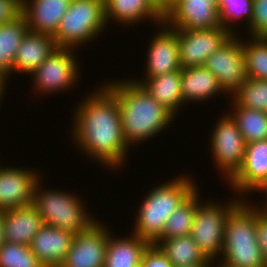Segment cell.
Segmentation results:
<instances>
[{"mask_svg":"<svg viewBox=\"0 0 267 267\" xmlns=\"http://www.w3.org/2000/svg\"><path fill=\"white\" fill-rule=\"evenodd\" d=\"M105 18L107 24L113 19L127 27L145 19H152L158 25L163 21L146 0H105Z\"/></svg>","mask_w":267,"mask_h":267,"instance_id":"obj_24","label":"cell"},{"mask_svg":"<svg viewBox=\"0 0 267 267\" xmlns=\"http://www.w3.org/2000/svg\"><path fill=\"white\" fill-rule=\"evenodd\" d=\"M210 265H214V263L213 261L208 259L205 263L194 265V266H188V267H211Z\"/></svg>","mask_w":267,"mask_h":267,"instance_id":"obj_42","label":"cell"},{"mask_svg":"<svg viewBox=\"0 0 267 267\" xmlns=\"http://www.w3.org/2000/svg\"><path fill=\"white\" fill-rule=\"evenodd\" d=\"M210 137L213 163H216L220 173L223 172L225 181L229 182L242 167L247 143L236 122L227 112L221 118L219 116V121L215 124Z\"/></svg>","mask_w":267,"mask_h":267,"instance_id":"obj_8","label":"cell"},{"mask_svg":"<svg viewBox=\"0 0 267 267\" xmlns=\"http://www.w3.org/2000/svg\"><path fill=\"white\" fill-rule=\"evenodd\" d=\"M3 213L0 212V247L5 243Z\"/></svg>","mask_w":267,"mask_h":267,"instance_id":"obj_40","label":"cell"},{"mask_svg":"<svg viewBox=\"0 0 267 267\" xmlns=\"http://www.w3.org/2000/svg\"><path fill=\"white\" fill-rule=\"evenodd\" d=\"M261 193H265V196L267 197V192L265 190L261 191ZM264 201H266L264 202L265 204L263 206L262 204H260L261 207L258 206L257 208L259 209L260 213L267 218V198Z\"/></svg>","mask_w":267,"mask_h":267,"instance_id":"obj_41","label":"cell"},{"mask_svg":"<svg viewBox=\"0 0 267 267\" xmlns=\"http://www.w3.org/2000/svg\"><path fill=\"white\" fill-rule=\"evenodd\" d=\"M125 80L110 81L104 85L117 98L124 138L127 145L133 147L166 130L176 116L140 84L132 79Z\"/></svg>","mask_w":267,"mask_h":267,"instance_id":"obj_2","label":"cell"},{"mask_svg":"<svg viewBox=\"0 0 267 267\" xmlns=\"http://www.w3.org/2000/svg\"><path fill=\"white\" fill-rule=\"evenodd\" d=\"M250 37H267V0H253Z\"/></svg>","mask_w":267,"mask_h":267,"instance_id":"obj_33","label":"cell"},{"mask_svg":"<svg viewBox=\"0 0 267 267\" xmlns=\"http://www.w3.org/2000/svg\"><path fill=\"white\" fill-rule=\"evenodd\" d=\"M183 104L201 102L216 94H225L219 81L205 66L181 68ZM190 101V102H189Z\"/></svg>","mask_w":267,"mask_h":267,"instance_id":"obj_21","label":"cell"},{"mask_svg":"<svg viewBox=\"0 0 267 267\" xmlns=\"http://www.w3.org/2000/svg\"><path fill=\"white\" fill-rule=\"evenodd\" d=\"M150 243L133 234L119 238L109 232L104 267H140Z\"/></svg>","mask_w":267,"mask_h":267,"instance_id":"obj_22","label":"cell"},{"mask_svg":"<svg viewBox=\"0 0 267 267\" xmlns=\"http://www.w3.org/2000/svg\"><path fill=\"white\" fill-rule=\"evenodd\" d=\"M197 208V189L169 216L162 236L154 243L159 245L163 240L189 235L194 223Z\"/></svg>","mask_w":267,"mask_h":267,"instance_id":"obj_28","label":"cell"},{"mask_svg":"<svg viewBox=\"0 0 267 267\" xmlns=\"http://www.w3.org/2000/svg\"><path fill=\"white\" fill-rule=\"evenodd\" d=\"M233 34L223 26L214 29H177L181 68L204 66Z\"/></svg>","mask_w":267,"mask_h":267,"instance_id":"obj_11","label":"cell"},{"mask_svg":"<svg viewBox=\"0 0 267 267\" xmlns=\"http://www.w3.org/2000/svg\"><path fill=\"white\" fill-rule=\"evenodd\" d=\"M105 0H72L53 36L60 48L85 45L106 28Z\"/></svg>","mask_w":267,"mask_h":267,"instance_id":"obj_6","label":"cell"},{"mask_svg":"<svg viewBox=\"0 0 267 267\" xmlns=\"http://www.w3.org/2000/svg\"><path fill=\"white\" fill-rule=\"evenodd\" d=\"M256 205V236L267 267V218L264 217Z\"/></svg>","mask_w":267,"mask_h":267,"instance_id":"obj_36","label":"cell"},{"mask_svg":"<svg viewBox=\"0 0 267 267\" xmlns=\"http://www.w3.org/2000/svg\"><path fill=\"white\" fill-rule=\"evenodd\" d=\"M140 267H174L162 249L150 244L145 250Z\"/></svg>","mask_w":267,"mask_h":267,"instance_id":"obj_34","label":"cell"},{"mask_svg":"<svg viewBox=\"0 0 267 267\" xmlns=\"http://www.w3.org/2000/svg\"><path fill=\"white\" fill-rule=\"evenodd\" d=\"M198 191L197 188V208L190 235L204 256L215 261L217 256L222 254L227 217L243 199L233 198L229 203L224 202L221 205L219 202L213 200L207 202L206 200L203 204L199 199Z\"/></svg>","mask_w":267,"mask_h":267,"instance_id":"obj_7","label":"cell"},{"mask_svg":"<svg viewBox=\"0 0 267 267\" xmlns=\"http://www.w3.org/2000/svg\"><path fill=\"white\" fill-rule=\"evenodd\" d=\"M232 113L229 115L244 137L246 143L267 139V112L238 106L232 100Z\"/></svg>","mask_w":267,"mask_h":267,"instance_id":"obj_27","label":"cell"},{"mask_svg":"<svg viewBox=\"0 0 267 267\" xmlns=\"http://www.w3.org/2000/svg\"><path fill=\"white\" fill-rule=\"evenodd\" d=\"M1 212L3 213L6 242L29 246L33 237L44 225L42 217L33 203Z\"/></svg>","mask_w":267,"mask_h":267,"instance_id":"obj_19","label":"cell"},{"mask_svg":"<svg viewBox=\"0 0 267 267\" xmlns=\"http://www.w3.org/2000/svg\"><path fill=\"white\" fill-rule=\"evenodd\" d=\"M181 0H162V18Z\"/></svg>","mask_w":267,"mask_h":267,"instance_id":"obj_37","label":"cell"},{"mask_svg":"<svg viewBox=\"0 0 267 267\" xmlns=\"http://www.w3.org/2000/svg\"><path fill=\"white\" fill-rule=\"evenodd\" d=\"M8 75H6L5 73L3 72H0V102L2 101V98H3V94L5 93V88H6V81H8Z\"/></svg>","mask_w":267,"mask_h":267,"instance_id":"obj_38","label":"cell"},{"mask_svg":"<svg viewBox=\"0 0 267 267\" xmlns=\"http://www.w3.org/2000/svg\"><path fill=\"white\" fill-rule=\"evenodd\" d=\"M195 183L182 174L154 186L139 206L133 234L154 244L162 236L169 216L197 189Z\"/></svg>","mask_w":267,"mask_h":267,"instance_id":"obj_3","label":"cell"},{"mask_svg":"<svg viewBox=\"0 0 267 267\" xmlns=\"http://www.w3.org/2000/svg\"><path fill=\"white\" fill-rule=\"evenodd\" d=\"M35 169L0 166V212L33 203L41 176Z\"/></svg>","mask_w":267,"mask_h":267,"instance_id":"obj_13","label":"cell"},{"mask_svg":"<svg viewBox=\"0 0 267 267\" xmlns=\"http://www.w3.org/2000/svg\"><path fill=\"white\" fill-rule=\"evenodd\" d=\"M99 88L74 109L72 136L89 159L115 170L124 165L129 146L116 96L104 84Z\"/></svg>","mask_w":267,"mask_h":267,"instance_id":"obj_1","label":"cell"},{"mask_svg":"<svg viewBox=\"0 0 267 267\" xmlns=\"http://www.w3.org/2000/svg\"><path fill=\"white\" fill-rule=\"evenodd\" d=\"M22 14V0H0V25L17 19Z\"/></svg>","mask_w":267,"mask_h":267,"instance_id":"obj_35","label":"cell"},{"mask_svg":"<svg viewBox=\"0 0 267 267\" xmlns=\"http://www.w3.org/2000/svg\"><path fill=\"white\" fill-rule=\"evenodd\" d=\"M28 31L23 14L12 22L0 25V72L9 77L13 74V64L17 49Z\"/></svg>","mask_w":267,"mask_h":267,"instance_id":"obj_25","label":"cell"},{"mask_svg":"<svg viewBox=\"0 0 267 267\" xmlns=\"http://www.w3.org/2000/svg\"><path fill=\"white\" fill-rule=\"evenodd\" d=\"M40 184L41 179L36 184L33 204L45 225L77 235L87 231L98 221L87 212L88 208L85 209V204L79 196L61 190H43Z\"/></svg>","mask_w":267,"mask_h":267,"instance_id":"obj_5","label":"cell"},{"mask_svg":"<svg viewBox=\"0 0 267 267\" xmlns=\"http://www.w3.org/2000/svg\"><path fill=\"white\" fill-rule=\"evenodd\" d=\"M98 220L87 231L74 236L60 267H104L109 232Z\"/></svg>","mask_w":267,"mask_h":267,"instance_id":"obj_12","label":"cell"},{"mask_svg":"<svg viewBox=\"0 0 267 267\" xmlns=\"http://www.w3.org/2000/svg\"><path fill=\"white\" fill-rule=\"evenodd\" d=\"M252 6L253 0H218L217 7L221 25L232 34H236V30L229 28L231 27L230 23H235L236 20H241L243 17L249 27L253 17Z\"/></svg>","mask_w":267,"mask_h":267,"instance_id":"obj_32","label":"cell"},{"mask_svg":"<svg viewBox=\"0 0 267 267\" xmlns=\"http://www.w3.org/2000/svg\"><path fill=\"white\" fill-rule=\"evenodd\" d=\"M74 234L50 225H43L29 247L45 267H60L72 245Z\"/></svg>","mask_w":267,"mask_h":267,"instance_id":"obj_17","label":"cell"},{"mask_svg":"<svg viewBox=\"0 0 267 267\" xmlns=\"http://www.w3.org/2000/svg\"><path fill=\"white\" fill-rule=\"evenodd\" d=\"M211 267H213V266L211 265ZM214 267H226V266L219 264V262H218L217 265H215Z\"/></svg>","mask_w":267,"mask_h":267,"instance_id":"obj_43","label":"cell"},{"mask_svg":"<svg viewBox=\"0 0 267 267\" xmlns=\"http://www.w3.org/2000/svg\"><path fill=\"white\" fill-rule=\"evenodd\" d=\"M227 183L242 198L243 193H260L267 188V139L246 144L242 167Z\"/></svg>","mask_w":267,"mask_h":267,"instance_id":"obj_14","label":"cell"},{"mask_svg":"<svg viewBox=\"0 0 267 267\" xmlns=\"http://www.w3.org/2000/svg\"><path fill=\"white\" fill-rule=\"evenodd\" d=\"M57 48L53 36L28 30L17 49L13 73L30 75Z\"/></svg>","mask_w":267,"mask_h":267,"instance_id":"obj_20","label":"cell"},{"mask_svg":"<svg viewBox=\"0 0 267 267\" xmlns=\"http://www.w3.org/2000/svg\"><path fill=\"white\" fill-rule=\"evenodd\" d=\"M159 26L162 28L150 39L144 78L181 71L177 29L168 26L164 21Z\"/></svg>","mask_w":267,"mask_h":267,"instance_id":"obj_15","label":"cell"},{"mask_svg":"<svg viewBox=\"0 0 267 267\" xmlns=\"http://www.w3.org/2000/svg\"><path fill=\"white\" fill-rule=\"evenodd\" d=\"M210 1L217 5L218 0H210Z\"/></svg>","mask_w":267,"mask_h":267,"instance_id":"obj_44","label":"cell"},{"mask_svg":"<svg viewBox=\"0 0 267 267\" xmlns=\"http://www.w3.org/2000/svg\"><path fill=\"white\" fill-rule=\"evenodd\" d=\"M251 38L244 42L241 39L247 78L267 80V37Z\"/></svg>","mask_w":267,"mask_h":267,"instance_id":"obj_29","label":"cell"},{"mask_svg":"<svg viewBox=\"0 0 267 267\" xmlns=\"http://www.w3.org/2000/svg\"><path fill=\"white\" fill-rule=\"evenodd\" d=\"M0 267H45L29 246L5 242L0 247Z\"/></svg>","mask_w":267,"mask_h":267,"instance_id":"obj_31","label":"cell"},{"mask_svg":"<svg viewBox=\"0 0 267 267\" xmlns=\"http://www.w3.org/2000/svg\"><path fill=\"white\" fill-rule=\"evenodd\" d=\"M73 50L58 47L30 74L35 85L33 89L38 90L37 93L40 92L42 96V92L50 94L65 91L77 83L80 68Z\"/></svg>","mask_w":267,"mask_h":267,"instance_id":"obj_9","label":"cell"},{"mask_svg":"<svg viewBox=\"0 0 267 267\" xmlns=\"http://www.w3.org/2000/svg\"><path fill=\"white\" fill-rule=\"evenodd\" d=\"M231 97L238 106L267 112V80L247 78Z\"/></svg>","mask_w":267,"mask_h":267,"instance_id":"obj_30","label":"cell"},{"mask_svg":"<svg viewBox=\"0 0 267 267\" xmlns=\"http://www.w3.org/2000/svg\"><path fill=\"white\" fill-rule=\"evenodd\" d=\"M146 1L162 17V0H146Z\"/></svg>","mask_w":267,"mask_h":267,"instance_id":"obj_39","label":"cell"},{"mask_svg":"<svg viewBox=\"0 0 267 267\" xmlns=\"http://www.w3.org/2000/svg\"><path fill=\"white\" fill-rule=\"evenodd\" d=\"M144 80L132 79L140 84L157 102L174 115L178 114L183 104L181 71L158 75Z\"/></svg>","mask_w":267,"mask_h":267,"instance_id":"obj_23","label":"cell"},{"mask_svg":"<svg viewBox=\"0 0 267 267\" xmlns=\"http://www.w3.org/2000/svg\"><path fill=\"white\" fill-rule=\"evenodd\" d=\"M226 94L233 95L247 80L242 41L233 34L207 59L204 65Z\"/></svg>","mask_w":267,"mask_h":267,"instance_id":"obj_10","label":"cell"},{"mask_svg":"<svg viewBox=\"0 0 267 267\" xmlns=\"http://www.w3.org/2000/svg\"><path fill=\"white\" fill-rule=\"evenodd\" d=\"M158 246L174 267L194 266L208 260L190 234L165 239Z\"/></svg>","mask_w":267,"mask_h":267,"instance_id":"obj_26","label":"cell"},{"mask_svg":"<svg viewBox=\"0 0 267 267\" xmlns=\"http://www.w3.org/2000/svg\"><path fill=\"white\" fill-rule=\"evenodd\" d=\"M72 0H22L28 30L54 36Z\"/></svg>","mask_w":267,"mask_h":267,"instance_id":"obj_18","label":"cell"},{"mask_svg":"<svg viewBox=\"0 0 267 267\" xmlns=\"http://www.w3.org/2000/svg\"><path fill=\"white\" fill-rule=\"evenodd\" d=\"M163 21L176 29H214L221 27L219 10L210 0H181Z\"/></svg>","mask_w":267,"mask_h":267,"instance_id":"obj_16","label":"cell"},{"mask_svg":"<svg viewBox=\"0 0 267 267\" xmlns=\"http://www.w3.org/2000/svg\"><path fill=\"white\" fill-rule=\"evenodd\" d=\"M244 200L227 217L219 263L226 267H266L256 236V207Z\"/></svg>","mask_w":267,"mask_h":267,"instance_id":"obj_4","label":"cell"}]
</instances>
